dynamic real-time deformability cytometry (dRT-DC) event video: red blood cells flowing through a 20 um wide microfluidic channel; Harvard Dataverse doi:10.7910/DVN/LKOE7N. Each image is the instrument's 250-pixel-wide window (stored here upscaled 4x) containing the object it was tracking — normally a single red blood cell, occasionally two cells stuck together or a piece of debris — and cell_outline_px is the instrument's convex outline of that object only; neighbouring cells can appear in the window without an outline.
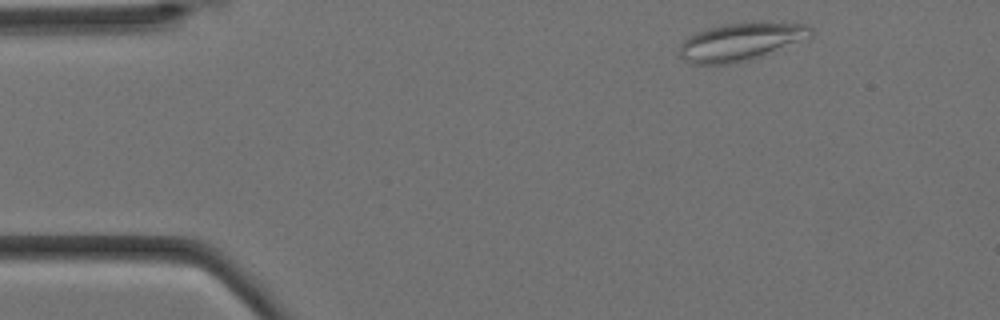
{"species": "Egyptian fruit bat (a non-hibernating species)", "species_latin": "Rousettus aegyptiacus", "temperature_condition": "cold", "stored_images_in_passage": 7, "camera_frame_rate_fps": 3000, "um_per_image_px": 0.085, "animal": {"sex": "female"}, "frame": {"image": 1, "passage_image": 1, "time_ms": 0.0, "image_size_px": [1000, 320], "cell_outline_px": [[812, 36], [756, 56], [744, 60], [728, 64], [692, 64], [684, 60], [680, 56], [680, 44], [688, 36], [696, 32], [708, 28], [724, 24], [752, 20], [808, 24], [812, 28]], "centroid_in_image_um": [62.93, 3.49], "position_along_channel_um": 22.1, "area_um2": 28.73}}
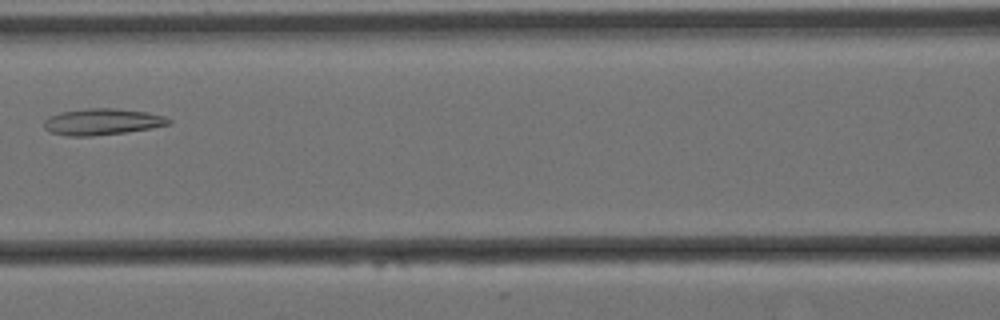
{"frame": {"image": 2, "passage_image": 6, "time_ms": 1.667, "image_size_px": [1000, 320], "cell_outline_px": [[172, 124], [152, 128], [124, 132], [92, 136], [68, 136], [52, 132], [44, 128], [44, 120], [48, 116], [60, 112], [88, 108], [116, 108], [148, 112], [164, 116], [172, 120]], "centroid_in_image_um": [8.71, 10.34], "position_along_channel_um": 157.9, "area_um2": 19.25}}
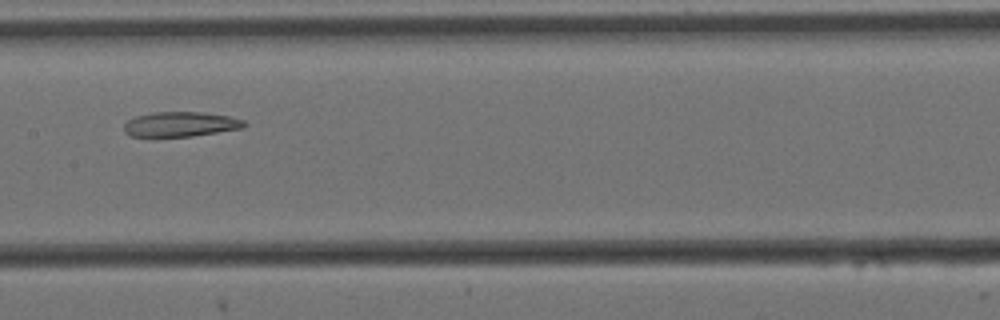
{"frame": {"image": 3, "passage_image": 7, "time_ms": 2.0, "image_size_px": [1000, 320], "cell_outline_px": [[248, 124], [244, 128], [192, 136], [132, 136], [124, 132], [124, 124], [128, 120], [136, 116], [152, 112], [200, 112], [228, 116], [244, 120]], "centroid_in_image_um": [15.36, 10.55], "position_along_channel_um": 192.0, "area_um2": 17.34}}